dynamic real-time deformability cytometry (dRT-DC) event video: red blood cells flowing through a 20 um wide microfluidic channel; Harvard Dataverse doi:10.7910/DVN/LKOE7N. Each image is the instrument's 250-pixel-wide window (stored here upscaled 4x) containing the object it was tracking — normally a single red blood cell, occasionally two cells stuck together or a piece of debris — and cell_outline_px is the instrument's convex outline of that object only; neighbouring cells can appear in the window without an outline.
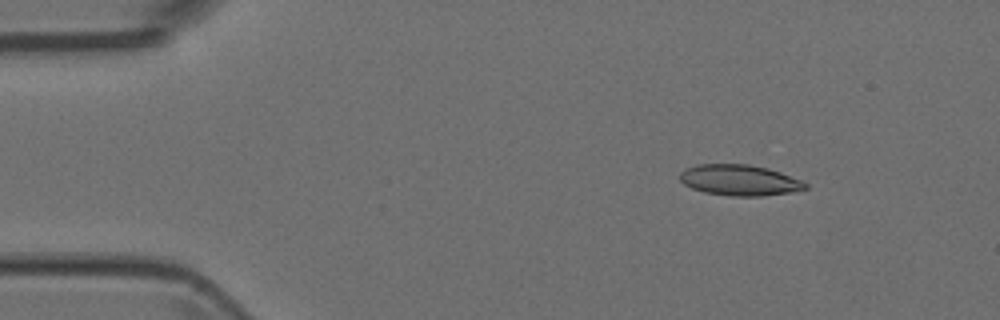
{"species": "Egyptian fruit bat (a non-hibernating species)", "species_latin": "Rousettus aegyptiacus", "temperature_condition": "room temperature", "stored_images_in_passage": 5, "camera_frame_rate_fps": 3000, "um_per_image_px": 0.085, "animal": {"sex": "female"}, "frame": {"image": 1, "passage_image": 2, "time_ms": 0.333, "image_size_px": [1000, 320], "cell_outline_px": [[808, 188], [792, 192], [764, 196], [732, 196], [704, 192], [692, 188], [684, 184], [680, 180], [680, 172], [684, 168], [696, 164], [748, 164], [768, 168], [780, 172], [800, 180], [808, 184]], "centroid_in_image_um": [62.84, 15.31], "position_along_channel_um": 22.2, "area_um2": 22.66}}
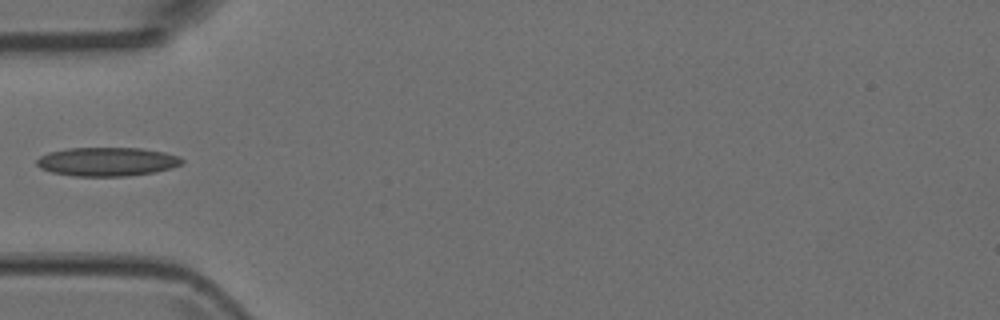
{"frame": {"image": 2, "passage_image": 5, "time_ms": 1.333, "image_size_px": [1000, 320], "cell_outline_px": [[184, 164], [172, 168], [156, 172], [128, 176], [72, 176], [52, 172], [40, 168], [36, 164], [36, 160], [40, 156], [48, 152], [68, 148], [140, 148], [164, 152], [180, 156], [184, 160]], "centroid_in_image_um": [9.13, 13.74], "position_along_channel_um": 75.9, "area_um2": 24.62}}